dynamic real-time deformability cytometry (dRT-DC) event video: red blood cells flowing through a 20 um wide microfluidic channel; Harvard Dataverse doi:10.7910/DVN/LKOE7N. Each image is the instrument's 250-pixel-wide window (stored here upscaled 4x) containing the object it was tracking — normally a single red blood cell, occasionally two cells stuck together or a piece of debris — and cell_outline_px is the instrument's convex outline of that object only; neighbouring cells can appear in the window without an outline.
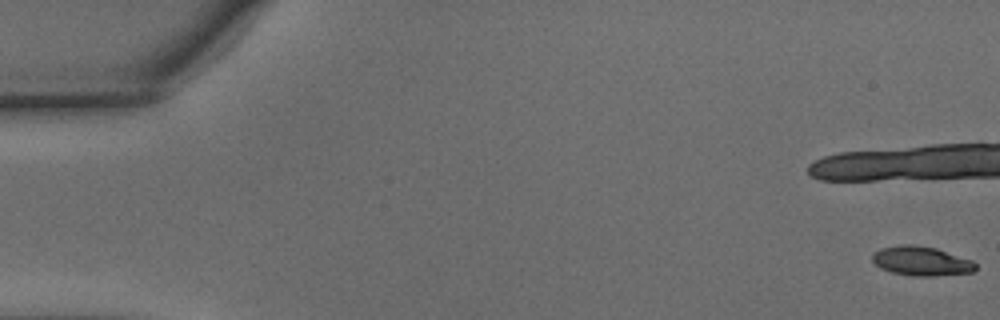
{"species": "common noctule bat (a hibernating species)", "species_latin": "Nyctalus noctula", "temperature_condition": "warm", "stored_images_in_passage": 17, "camera_frame_rate_fps": 3000, "um_per_image_px": 0.085, "animal": {"sex": "male", "body_mass_g": 15.6}, "frame": {"image": 1, "passage_image": 1, "time_ms": 0.0, "image_size_px": [1000, 320], "cell_outline_px": [[976, 268], [972, 272], [932, 276], [912, 276], [892, 272], [880, 268], [872, 260], [872, 252], [880, 248], [900, 244], [912, 244], [936, 248], [972, 260], [976, 264]], "centroid_in_image_um": [78.28, 22.18], "position_along_channel_um": 6.7, "area_um2": 17.69}}